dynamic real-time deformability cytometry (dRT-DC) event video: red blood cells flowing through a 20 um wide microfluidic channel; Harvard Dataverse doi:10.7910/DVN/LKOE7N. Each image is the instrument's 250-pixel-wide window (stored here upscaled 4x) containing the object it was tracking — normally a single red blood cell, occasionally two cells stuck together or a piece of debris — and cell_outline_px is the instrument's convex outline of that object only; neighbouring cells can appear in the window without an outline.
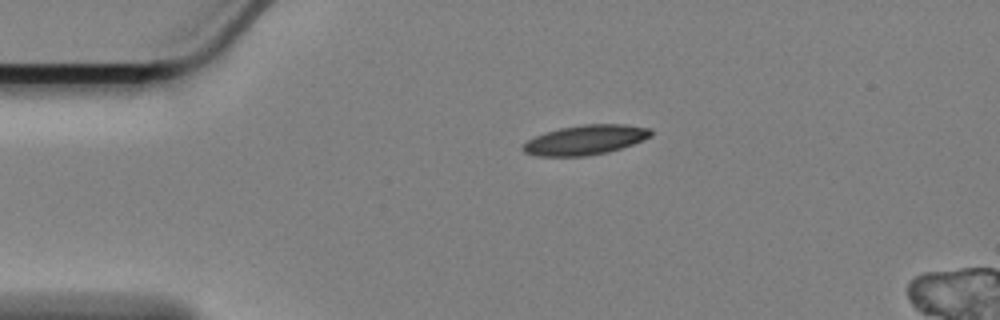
{"species": "Egyptian fruit bat (a non-hibernating species)", "species_latin": "Rousettus aegyptiacus", "temperature_condition": "cold", "stored_images_in_passage": 41, "camera_frame_rate_fps": 3000, "um_per_image_px": 0.085, "animal": {"sex": "female"}, "frame": {"image": 1, "passage_image": 1, "time_ms": 0.0, "image_size_px": [1000, 320], "cell_outline_px": [[652, 136], [644, 140], [608, 152], [584, 156], [536, 156], [524, 152], [520, 148], [528, 140], [536, 136], [560, 128], [584, 124], [624, 124], [652, 128]], "centroid_in_image_um": [49.78, 11.89], "position_along_channel_um": 35.2, "area_um2": 22.08}}
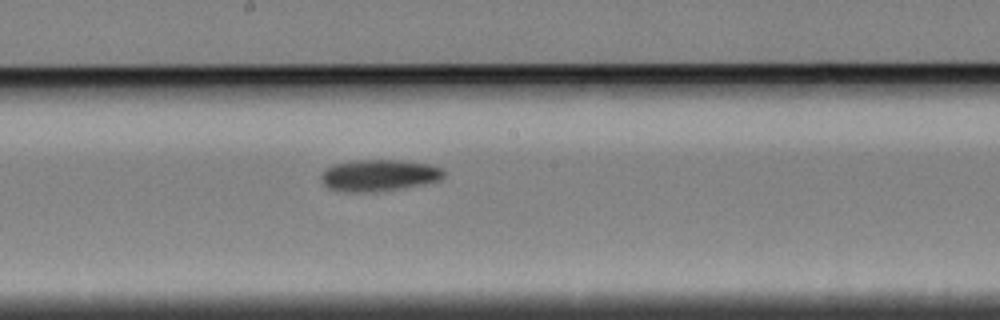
{"frame": {"image": 2, "passage_image": 20, "time_ms": 6.333, "image_size_px": [1000, 320], "cell_outline_px": [[444, 176], [440, 180], [424, 184], [404, 188], [372, 192], [344, 192], [328, 188], [320, 180], [320, 176], [332, 164], [356, 160], [400, 160], [428, 164], [440, 168], [444, 172]], "centroid_in_image_um": [32.19, 14.91], "position_along_channel_um": 216.0, "area_um2": 22.66}}
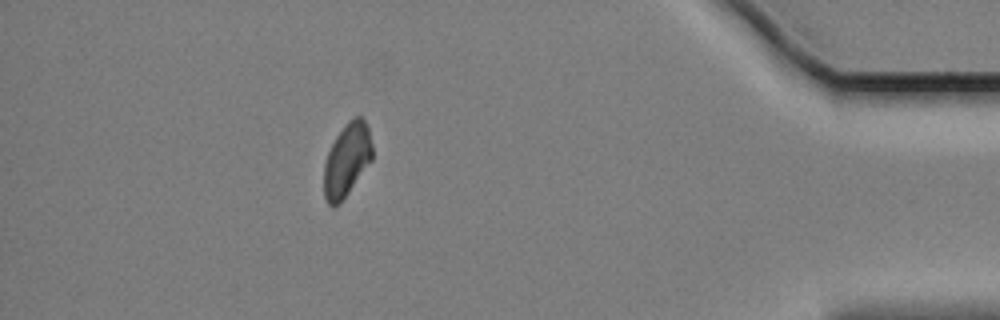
{"frame": {"image": 3, "passage_image": 41, "time_ms": 13.333, "image_size_px": [1000, 320], "cell_outline_px": [[372, 160], [348, 192], [336, 204], [328, 204], [324, 196], [324, 164], [328, 152], [336, 136], [348, 120], [356, 116], [360, 116], [364, 120], [368, 128], [372, 144]], "centroid_in_image_um": [29.49, 13.54], "position_along_channel_um": 405.7, "area_um2": 20.17}}